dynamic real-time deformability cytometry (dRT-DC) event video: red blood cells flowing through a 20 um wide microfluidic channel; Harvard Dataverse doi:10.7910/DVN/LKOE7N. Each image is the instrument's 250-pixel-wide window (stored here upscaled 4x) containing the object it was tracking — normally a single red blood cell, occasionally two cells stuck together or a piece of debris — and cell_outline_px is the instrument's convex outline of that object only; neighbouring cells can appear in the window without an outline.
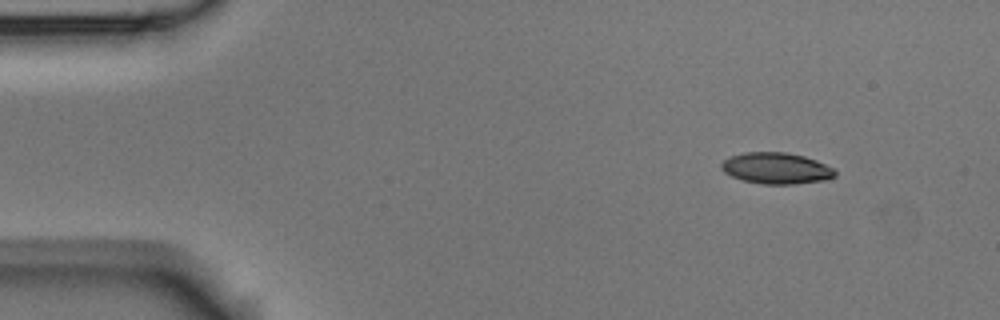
{"species": "Egyptian fruit bat (a non-hibernating species)", "species_latin": "Rousettus aegyptiacus", "temperature_condition": "room temperature", "stored_images_in_passage": 9, "camera_frame_rate_fps": 3000, "um_per_image_px": 0.085, "animal": {"sex": "male"}, "frame": {"image": 1, "passage_image": 1, "time_ms": 0.0, "image_size_px": [1000, 320], "cell_outline_px": [[836, 176], [824, 180], [792, 184], [764, 184], [744, 180], [732, 176], [724, 172], [720, 168], [720, 164], [724, 160], [732, 156], [744, 152], [788, 152], [804, 156], [816, 160], [836, 168]], "centroid_in_image_um": [66.01, 14.29], "position_along_channel_um": 19.0, "area_um2": 20.75}}
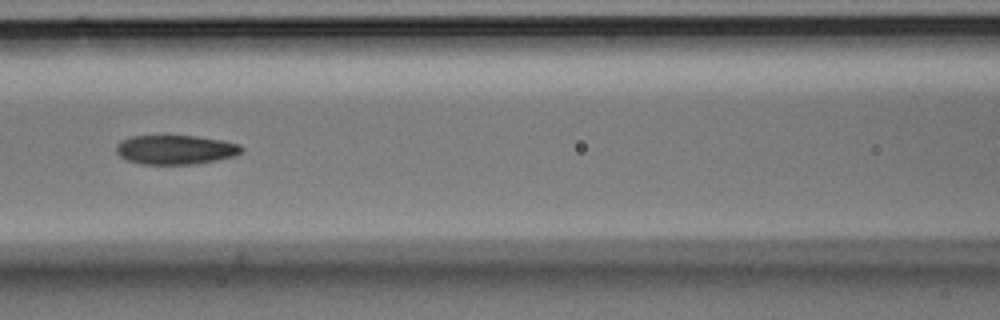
{"frame": {"image": 2, "passage_image": 6, "time_ms": 1.667, "image_size_px": [1000, 320], "cell_outline_px": [[244, 148], [236, 156], [216, 160], [192, 164], [140, 164], [128, 160], [120, 156], [116, 152], [116, 144], [120, 140], [128, 136], [196, 136], [224, 140], [240, 144]], "centroid_in_image_um": [14.91, 12.71], "position_along_channel_um": 151.7, "area_um2": 21.5}}
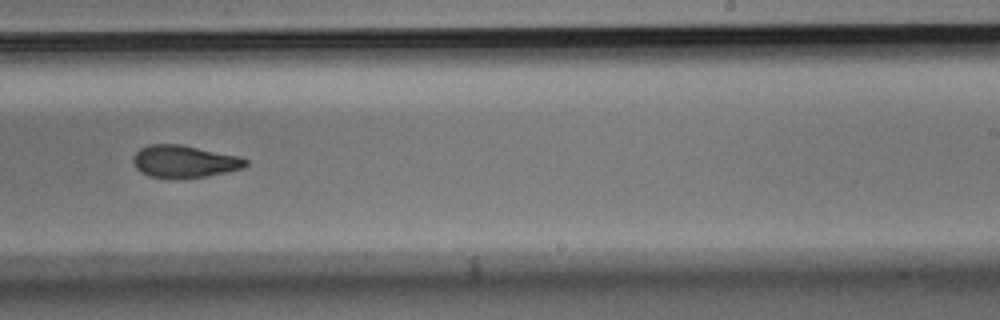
{"frame": {"image": 3, "passage_image": 9, "time_ms": 2.667, "image_size_px": [1000, 320], "cell_outline_px": [[248, 164], [244, 168], [228, 172], [204, 176], [148, 176], [140, 172], [136, 168], [132, 160], [132, 156], [140, 148], [148, 144], [180, 144], [240, 156], [248, 160]], "centroid_in_image_um": [15.68, 13.69], "position_along_channel_um": 273.3, "area_um2": 20.87}}